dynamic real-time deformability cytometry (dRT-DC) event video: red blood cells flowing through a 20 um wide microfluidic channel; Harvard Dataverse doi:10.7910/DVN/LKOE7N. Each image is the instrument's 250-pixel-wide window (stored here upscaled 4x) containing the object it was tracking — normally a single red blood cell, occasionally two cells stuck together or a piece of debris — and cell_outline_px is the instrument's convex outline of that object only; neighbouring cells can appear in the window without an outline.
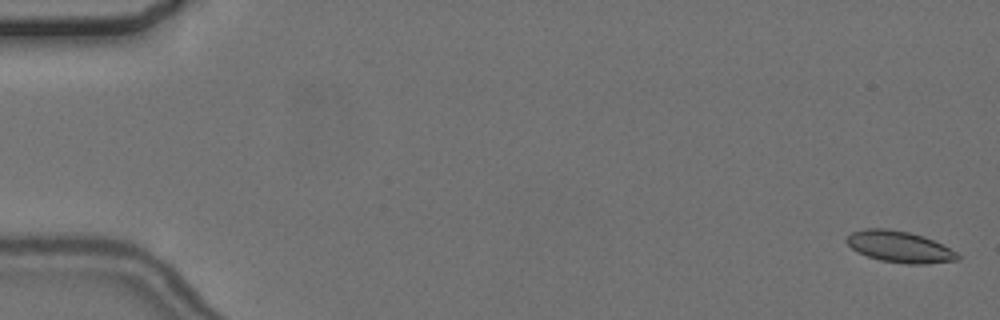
{"species": "common noctule bat (a hibernating species)", "species_latin": "Nyctalus noctula", "temperature_condition": "cold", "stored_images_in_passage": 3, "camera_frame_rate_fps": 3000, "um_per_image_px": 0.085, "animal": {"sex": "female", "body_mass_g": 24.6, "forearm_length_mm": 56.2}, "frame": {"image": 1, "passage_image": 1, "time_ms": 0.0, "image_size_px": [1000, 320], "cell_outline_px": [[960, 260], [924, 264], [908, 264], [880, 260], [856, 252], [844, 240], [852, 232], [864, 228], [888, 228], [908, 232], [924, 236], [956, 252], [960, 256]], "centroid_in_image_um": [76.43, 20.97], "position_along_channel_um": 8.6, "area_um2": 20.23}}